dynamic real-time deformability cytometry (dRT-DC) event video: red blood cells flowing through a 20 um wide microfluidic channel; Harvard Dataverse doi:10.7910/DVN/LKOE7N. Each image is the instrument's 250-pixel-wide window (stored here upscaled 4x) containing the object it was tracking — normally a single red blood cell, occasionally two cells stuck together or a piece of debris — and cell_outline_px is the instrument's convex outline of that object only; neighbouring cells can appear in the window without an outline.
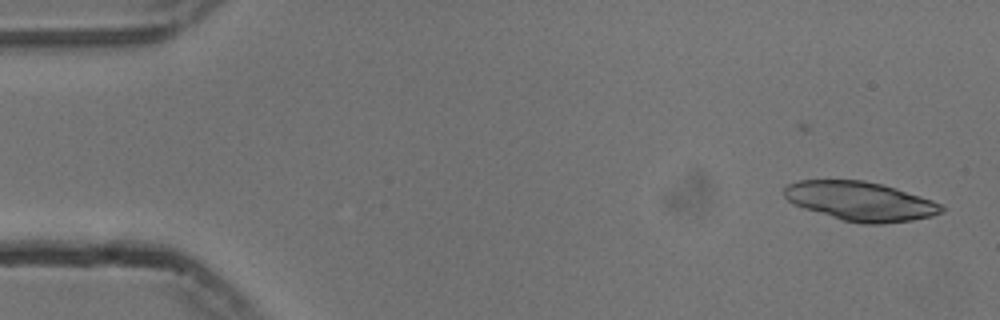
{"species": "common noctule bat (a hibernating species)", "species_latin": "Nyctalus noctula", "temperature_condition": "cold", "stored_images_in_passage": 46, "camera_frame_rate_fps": 3000, "um_per_image_px": 0.085, "animal": {"sex": "male", "body_mass_g": 13.3}, "frame": {"image": 1, "passage_image": 1, "time_ms": 0.0, "image_size_px": [1000, 320], "cell_outline_px": [[944, 212], [932, 216], [912, 220], [884, 224], [864, 224], [844, 220], [804, 208], [788, 200], [784, 196], [784, 188], [788, 184], [800, 180], [864, 180], [896, 188], [932, 200], [940, 204], [944, 208]], "centroid_in_image_um": [73.16, 17.1], "position_along_channel_um": 11.8, "area_um2": 35.55}}
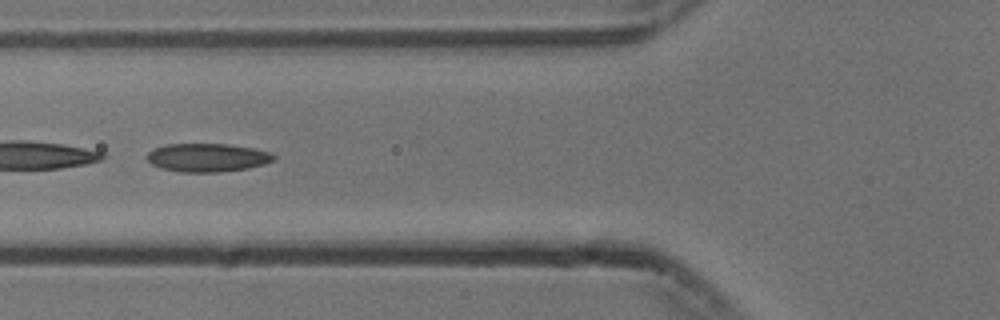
{"frame": {"image": 2, "passage_image": 19, "time_ms": 6.0, "image_size_px": [1000, 320], "cell_outline_px": [[276, 156], [272, 160], [264, 164], [248, 168], [220, 172], [180, 172], [160, 168], [152, 164], [144, 156], [148, 152], [156, 148], [168, 144], [228, 144], [252, 148], [268, 152]], "centroid_in_image_um": [17.59, 13.4], "position_along_channel_um": 108.2, "area_um2": 20.87}}
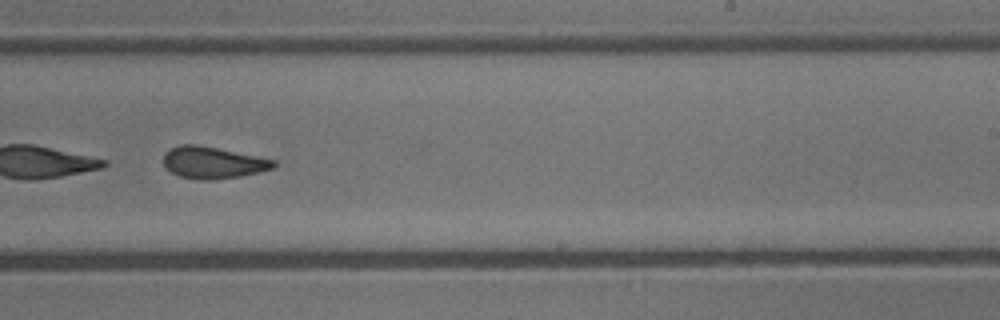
{"frame": {"image": 3, "passage_image": 32, "time_ms": 10.333, "image_size_px": [1000, 320], "cell_outline_px": [[276, 164], [272, 168], [240, 176], [212, 180], [200, 180], [180, 176], [172, 172], [164, 164], [164, 152], [168, 148], [180, 144], [196, 144], [276, 160]], "centroid_in_image_um": [18.05, 13.81], "position_along_channel_um": 270.9, "area_um2": 20.17}, "authors_computed_cell_mechanics": {"area_um2": 20.9814, "velocity_mm_per_s": 3.7537, "shape_relaxation_time_tau1_ms": 10.663, "shape_relaxation_time_tau2_ms": 3.3793, "deformation_change_tau1": 0.1892, "deformation_change_tau2": 0.1051}}